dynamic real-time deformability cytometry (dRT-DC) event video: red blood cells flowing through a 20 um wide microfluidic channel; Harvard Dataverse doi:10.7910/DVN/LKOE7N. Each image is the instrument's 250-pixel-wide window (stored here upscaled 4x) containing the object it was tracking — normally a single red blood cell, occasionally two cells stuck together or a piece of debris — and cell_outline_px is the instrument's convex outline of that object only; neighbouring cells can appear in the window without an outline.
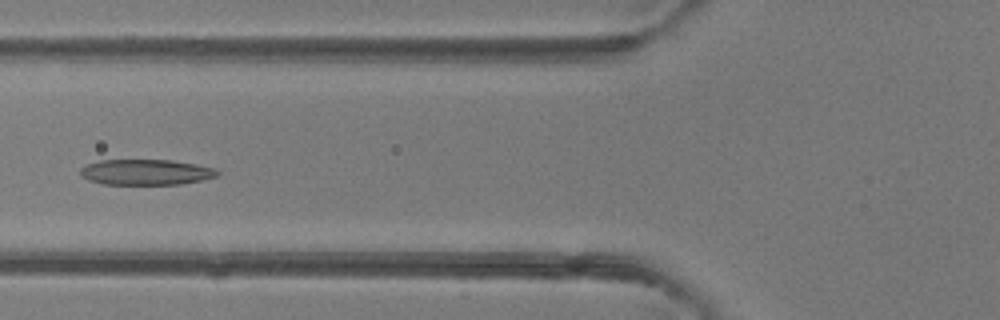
{"species": "common noctule bat (a hibernating species)", "species_latin": "Nyctalus noctula", "temperature_condition": "room temperature", "stored_images_in_passage": 47, "camera_frame_rate_fps": 3000, "um_per_image_px": 0.085, "animal": {"sex": "female"}, "frame": {"image": 1, "passage_image": 18, "time_ms": 5.667, "image_size_px": [1000, 320], "cell_outline_px": [[220, 172], [216, 176], [200, 180], [180, 184], [104, 184], [88, 180], [80, 176], [80, 168], [84, 164], [100, 160], [172, 160], [196, 164], [216, 168]], "centroid_in_image_um": [12.36, 14.62], "position_along_channel_um": 113.4, "area_um2": 20.52}}
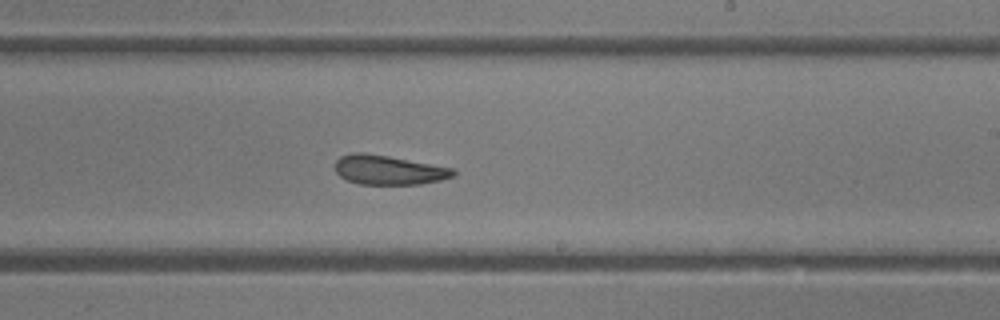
{"frame": {"image": 2, "passage_image": 28, "time_ms": 9.0, "image_size_px": [1000, 320], "cell_outline_px": [[456, 176], [440, 180], [420, 184], [360, 184], [348, 180], [340, 176], [336, 172], [336, 160], [340, 156], [352, 152], [364, 152], [388, 156], [456, 168]], "centroid_in_image_um": [33.07, 14.44], "position_along_channel_um": 255.9, "area_um2": 20.35}}
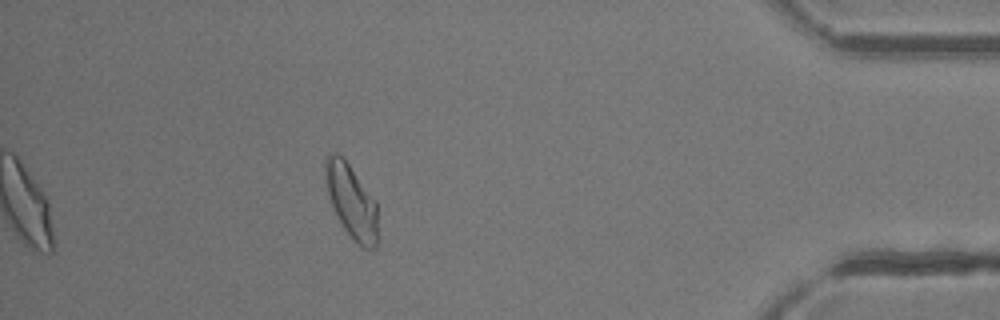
{"frame": {"image": 3, "passage_image": 42, "time_ms": 13.667, "image_size_px": [1000, 320], "cell_outline_px": [[376, 248], [364, 248], [356, 244], [344, 228], [328, 196], [324, 176], [324, 160], [332, 152], [336, 152], [344, 156], [376, 200]], "centroid_in_image_um": [29.85, 17.04], "position_along_channel_um": 405.4, "area_um2": 22.6}, "authors_computed_cell_mechanics": {"area_um2": 22.0218, "velocity_mm_per_s": 4.2703, "shape_relaxation_time_tau1_ms": 5.2842, "shape_relaxation_time_tau2_ms": 2.105, "deformation_change_tau1": 0.1462, "deformation_change_tau2": 0.1062}}